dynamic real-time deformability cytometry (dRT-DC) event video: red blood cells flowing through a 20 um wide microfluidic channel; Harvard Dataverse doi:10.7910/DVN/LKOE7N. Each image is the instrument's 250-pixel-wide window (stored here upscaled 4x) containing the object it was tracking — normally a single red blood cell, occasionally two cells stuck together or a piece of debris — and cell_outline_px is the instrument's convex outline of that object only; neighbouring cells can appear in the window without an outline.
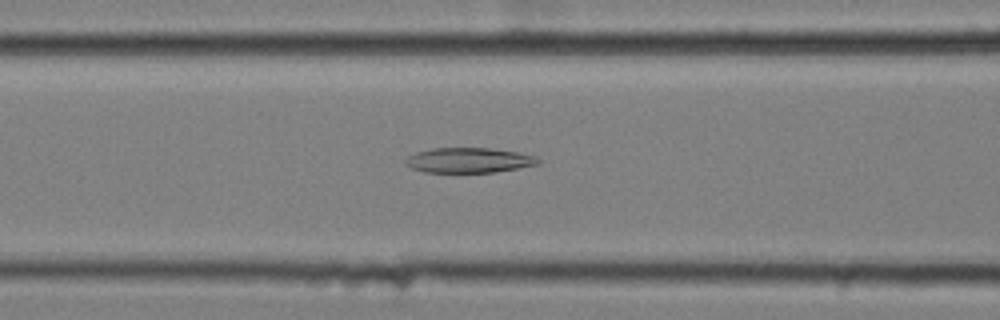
{"species": "common noctule bat (a hibernating species)", "species_latin": "Nyctalus noctula", "temperature_condition": "cold", "stored_images_in_passage": 58, "camera_frame_rate_fps": 3000, "um_per_image_px": 0.085, "animal": {"sex": "female", "body_mass_g": 25.1}, "frame": {"image": 1, "passage_image": 24, "time_ms": 7.667, "image_size_px": [1000, 320], "cell_outline_px": [[540, 164], [496, 172], [424, 172], [412, 168], [404, 164], [404, 160], [408, 156], [416, 152], [432, 148], [488, 148], [520, 152], [536, 156], [540, 160]], "centroid_in_image_um": [39.86, 13.62], "position_along_channel_um": 126.7, "area_um2": 19.48}}
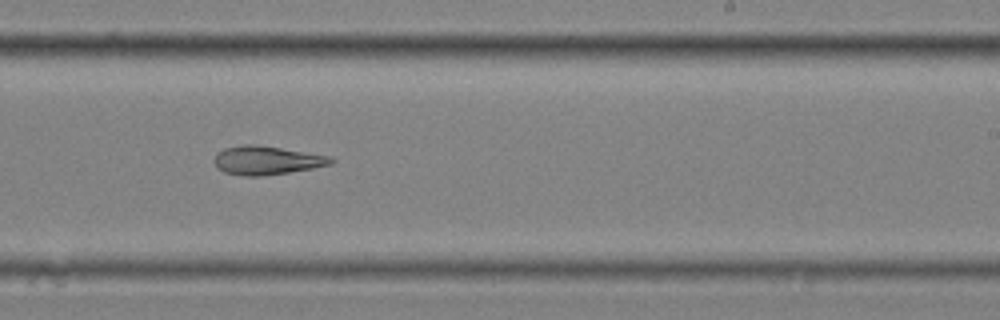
{"frame": {"image": 2, "passage_image": 36, "time_ms": 11.667, "image_size_px": [1000, 320], "cell_outline_px": [[336, 160], [332, 164], [312, 168], [264, 176], [244, 176], [224, 172], [216, 168], [212, 160], [216, 152], [224, 148], [244, 144], [256, 144], [332, 156]], "centroid_in_image_um": [22.63, 13.62], "position_along_channel_um": 266.4, "area_um2": 19.77}}
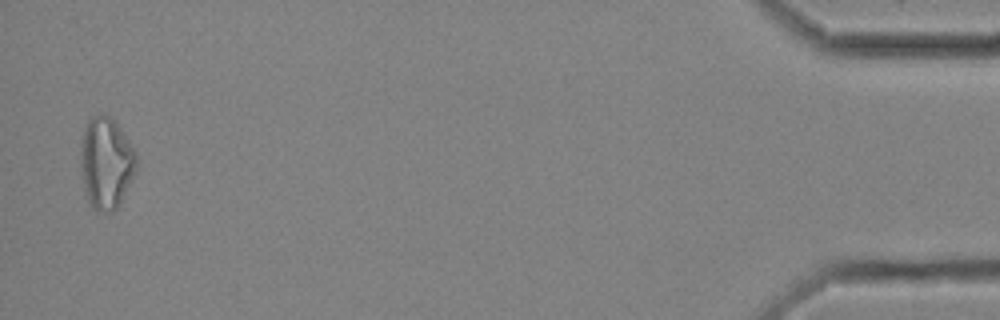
{"frame": {"image": 3, "passage_image": 57, "time_ms": 18.667, "image_size_px": [1000, 320], "cell_outline_px": [[136, 168], [120, 204], [112, 212], [100, 212], [92, 208], [88, 200], [84, 188], [80, 164], [80, 140], [84, 128], [88, 120], [92, 116], [104, 112], [120, 128], [136, 152]], "centroid_in_image_um": [8.99, 13.84], "position_along_channel_um": 426.2, "area_um2": 29.82}}